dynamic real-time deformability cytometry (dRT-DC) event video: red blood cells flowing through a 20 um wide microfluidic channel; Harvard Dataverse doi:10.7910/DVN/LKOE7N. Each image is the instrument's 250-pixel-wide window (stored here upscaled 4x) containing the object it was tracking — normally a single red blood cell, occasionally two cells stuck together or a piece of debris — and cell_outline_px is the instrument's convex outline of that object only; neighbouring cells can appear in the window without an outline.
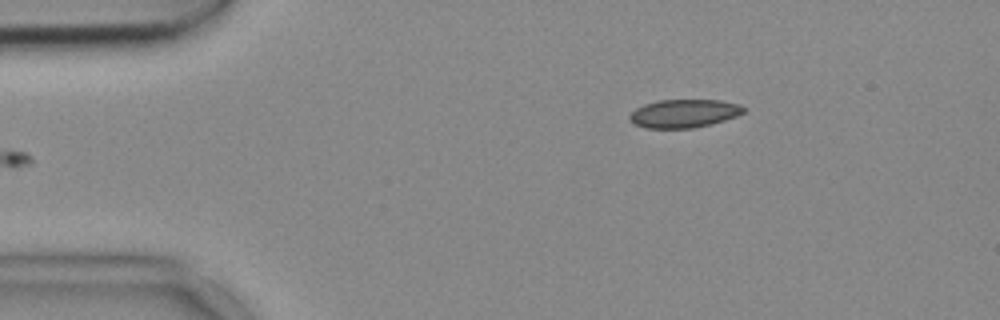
{"species": "common noctule bat (a hibernating species)", "species_latin": "Nyctalus noctula", "temperature_condition": "cold", "stored_images_in_passage": 38, "camera_frame_rate_fps": 3000, "um_per_image_px": 0.085, "animal": {"sex": "female", "body_mass_g": 18.4}, "frame": {"image": 1, "passage_image": 1, "time_ms": 0.0, "image_size_px": [1000, 320], "cell_outline_px": [[744, 112], [736, 116], [712, 124], [692, 128], [644, 128], [628, 120], [628, 116], [636, 108], [644, 104], [656, 100], [720, 100], [740, 104], [744, 108]], "centroid_in_image_um": [58.11, 9.64], "position_along_channel_um": 26.9, "area_um2": 18.84}}
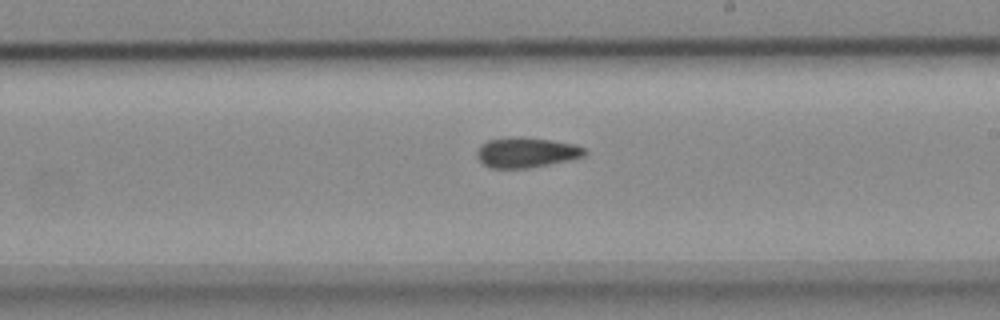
{"frame": {"image": 2, "passage_image": 23, "time_ms": 7.333, "image_size_px": [1000, 320], "cell_outline_px": [[588, 152], [584, 156], [568, 160], [528, 168], [492, 168], [484, 164], [476, 156], [476, 152], [480, 144], [488, 140], [516, 136], [520, 136], [552, 140], [576, 144], [588, 148]], "centroid_in_image_um": [44.76, 12.94], "position_along_channel_um": 244.2, "area_um2": 19.13}}
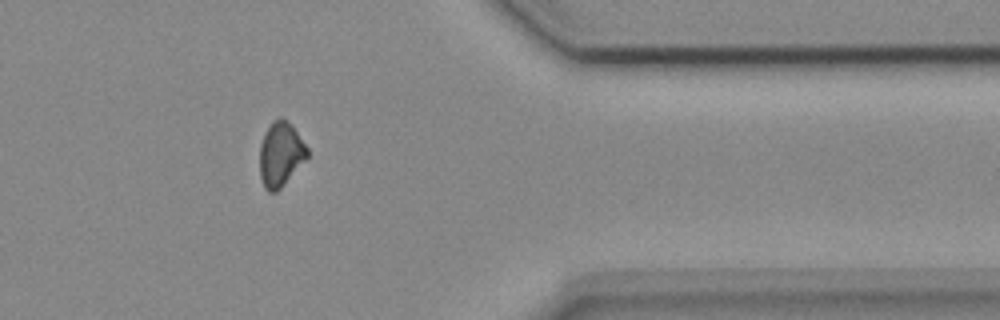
{"frame": {"image": 3, "passage_image": 36, "time_ms": 11.667, "image_size_px": [1000, 320], "cell_outline_px": [[308, 156], [280, 188], [276, 192], [268, 192], [264, 188], [260, 176], [260, 144], [264, 132], [272, 120], [280, 116], [288, 120], [308, 148]], "centroid_in_image_um": [23.83, 13.07], "position_along_channel_um": 387.6, "area_um2": 17.86}}